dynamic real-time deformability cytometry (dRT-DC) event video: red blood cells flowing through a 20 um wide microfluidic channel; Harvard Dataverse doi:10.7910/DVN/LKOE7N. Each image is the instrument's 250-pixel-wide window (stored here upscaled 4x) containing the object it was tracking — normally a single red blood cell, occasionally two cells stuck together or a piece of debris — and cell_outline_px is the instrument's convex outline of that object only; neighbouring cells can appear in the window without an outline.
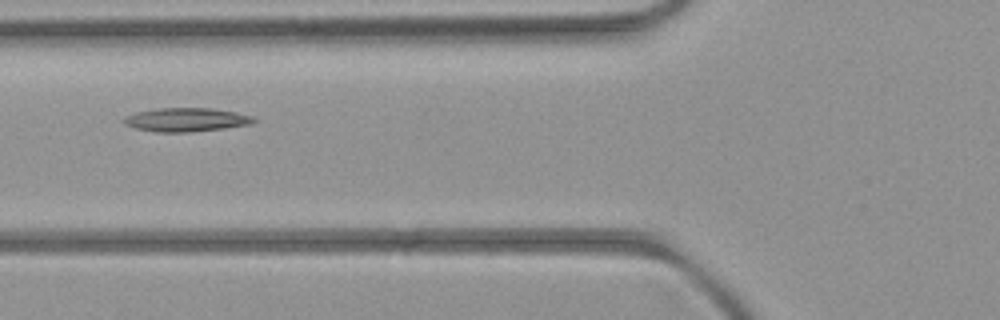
{"species": "common noctule bat (a hibernating species)", "species_latin": "Nyctalus noctula", "temperature_condition": "room temperature", "stored_images_in_passage": 2, "camera_frame_rate_fps": 3000, "um_per_image_px": 0.085, "animal": {"sex": "female", "body_mass_g": 21.9}, "frame": {"image": 1, "passage_image": 2, "time_ms": 1.0, "image_size_px": [1000, 320], "cell_outline_px": [[256, 120], [252, 124], [224, 128], [188, 132], [156, 132], [136, 128], [124, 124], [120, 120], [124, 116], [136, 112], [156, 108], [212, 108], [236, 112], [252, 116]], "centroid_in_image_um": [15.79, 10.17], "position_along_channel_um": 110.0, "area_um2": 18.03}}